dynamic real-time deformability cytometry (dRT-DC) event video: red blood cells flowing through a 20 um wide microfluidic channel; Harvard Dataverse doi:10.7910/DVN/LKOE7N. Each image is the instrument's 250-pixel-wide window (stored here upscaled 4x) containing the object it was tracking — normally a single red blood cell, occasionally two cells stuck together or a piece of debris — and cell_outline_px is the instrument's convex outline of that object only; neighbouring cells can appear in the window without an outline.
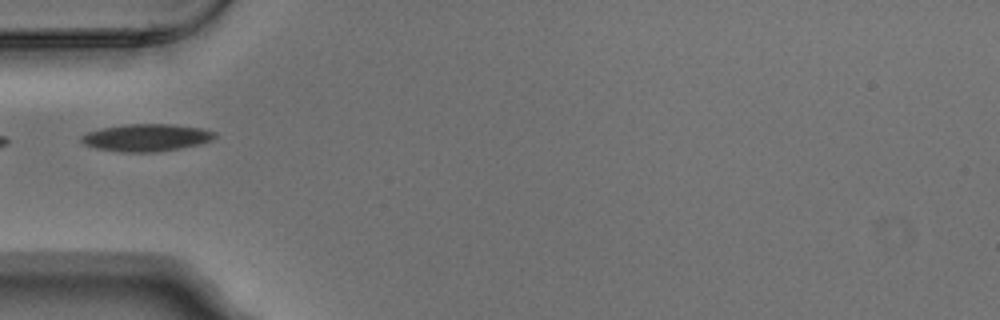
{"species": "Egyptian fruit bat (a non-hibernating species)", "species_latin": "Rousettus aegyptiacus", "temperature_condition": "warm", "stored_images_in_passage": 2, "camera_frame_rate_fps": 3000, "um_per_image_px": 0.085, "animal": {"sex": "male"}, "frame": {"image": 1, "passage_image": 1, "time_ms": 0.0, "image_size_px": [1000, 320], "cell_outline_px": [[216, 136], [212, 140], [200, 144], [180, 148], [156, 152], [124, 152], [96, 148], [84, 144], [80, 140], [80, 136], [88, 132], [104, 128], [128, 124], [172, 124], [200, 128], [216, 132]], "centroid_in_image_um": [12.46, 11.7], "position_along_channel_um": 72.5, "area_um2": 21.1}}
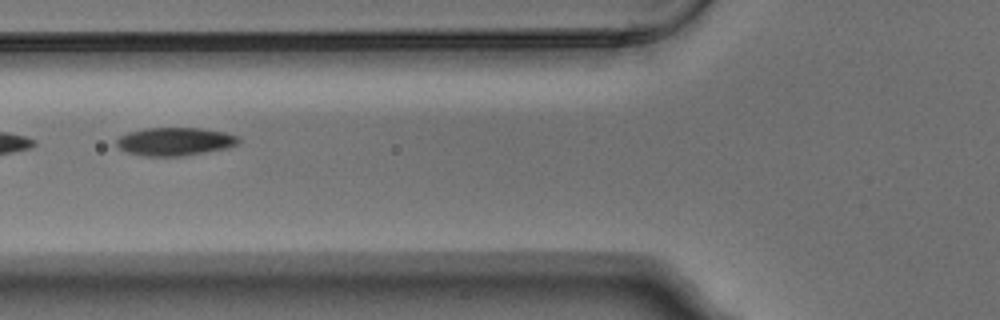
{"frame": {"image": 2, "passage_image": 2, "time_ms": 0.333, "image_size_px": [1000, 320], "cell_outline_px": [[240, 144], [228, 148], [180, 156], [144, 156], [128, 152], [120, 148], [116, 144], [116, 140], [120, 136], [128, 132], [144, 128], [200, 128], [224, 132], [240, 136]], "centroid_in_image_um": [14.9, 12.02], "position_along_channel_um": 110.9, "area_um2": 20.06}}